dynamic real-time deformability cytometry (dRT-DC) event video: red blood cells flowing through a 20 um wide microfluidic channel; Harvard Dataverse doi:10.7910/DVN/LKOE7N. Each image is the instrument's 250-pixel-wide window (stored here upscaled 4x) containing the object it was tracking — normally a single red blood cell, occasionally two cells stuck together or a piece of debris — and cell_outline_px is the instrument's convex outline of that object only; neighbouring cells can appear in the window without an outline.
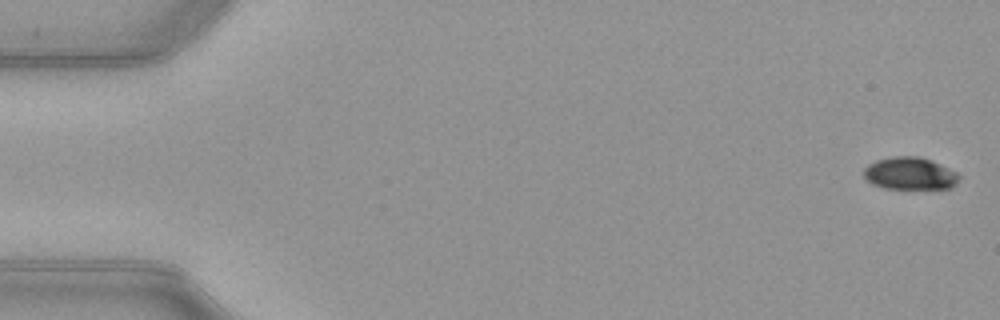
{"species": "common noctule bat (a hibernating species)", "species_latin": "Nyctalus noctula", "temperature_condition": "warm", "stored_images_in_passage": 53, "camera_frame_rate_fps": 3000, "um_per_image_px": 0.085, "animal": {"sex": "female", "body_mass_g": 21.9}, "frame": {"image": 1, "passage_image": 2, "time_ms": 0.333, "image_size_px": [1000, 320], "cell_outline_px": [[960, 180], [952, 188], [884, 188], [872, 184], [864, 176], [864, 168], [868, 164], [876, 160], [892, 156], [916, 156], [928, 160], [956, 172], [960, 176]], "centroid_in_image_um": [77.32, 14.75], "position_along_channel_um": 7.7, "area_um2": 17.74}}
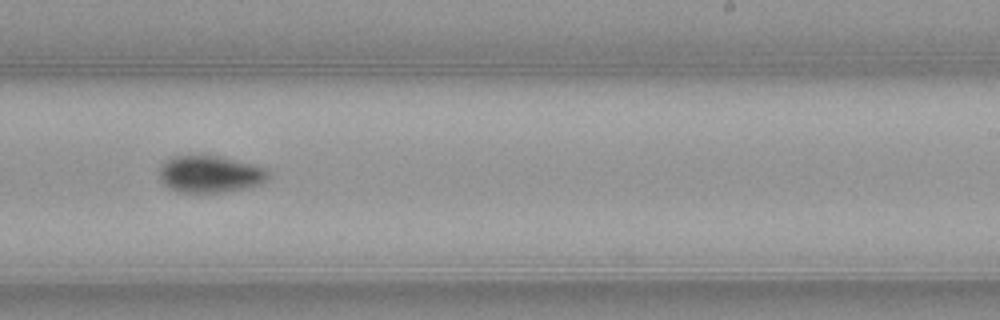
{"frame": {"image": 2, "passage_image": 33, "time_ms": 10.667, "image_size_px": [1000, 320], "cell_outline_px": [[268, 180], [260, 184], [244, 188], [224, 192], [176, 192], [168, 188], [160, 180], [160, 164], [172, 156], [220, 156], [252, 164], [264, 168], [268, 172]], "centroid_in_image_um": [17.82, 14.81], "position_along_channel_um": 271.2, "area_um2": 23.41}}
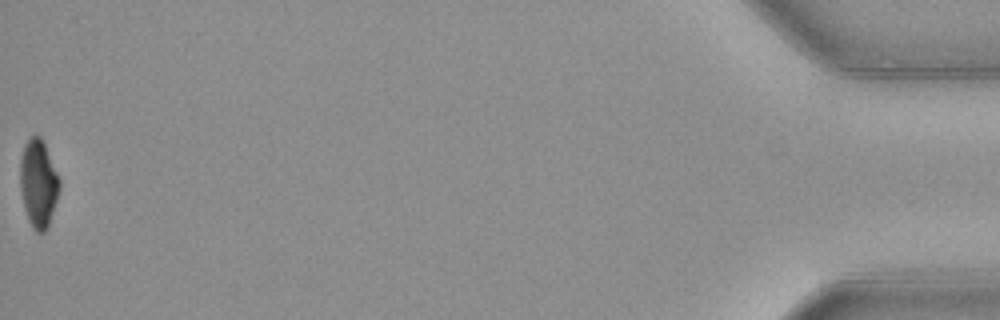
{"frame": {"image": 3, "passage_image": 53, "time_ms": 17.333, "image_size_px": [1000, 320], "cell_outline_px": [[60, 188], [48, 228], [44, 232], [36, 232], [32, 228], [24, 208], [20, 188], [20, 160], [24, 144], [32, 136], [40, 136], [44, 144], [60, 180]], "centroid_in_image_um": [3.25, 15.62], "position_along_channel_um": 431.9, "area_um2": 19.94}, "authors_computed_cell_mechanics": {"area_um2": 21.7328, "velocity_mm_per_s": 3.9985, "shape_relaxation_time_tau1_ms": 2.9372, "shape_relaxation_time_tau2_ms": null, "deformation_change_tau1": 0.1314, "deformation_change_tau2": null}}